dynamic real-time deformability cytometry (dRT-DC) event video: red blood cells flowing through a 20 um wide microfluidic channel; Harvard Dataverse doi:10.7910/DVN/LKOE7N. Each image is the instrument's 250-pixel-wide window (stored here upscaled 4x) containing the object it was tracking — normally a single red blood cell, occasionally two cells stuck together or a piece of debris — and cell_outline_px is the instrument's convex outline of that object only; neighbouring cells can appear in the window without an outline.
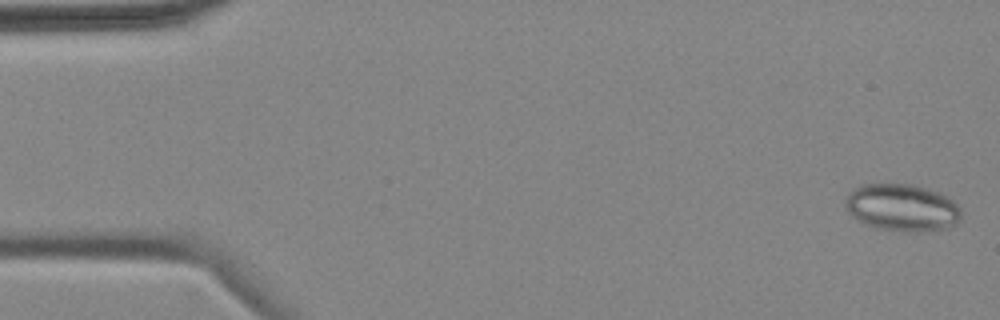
{"species": "common noctule bat (a hibernating species)", "species_latin": "Nyctalus noctula", "temperature_condition": "cold", "stored_images_in_passage": 5, "camera_frame_rate_fps": 3000, "um_per_image_px": 0.085, "animal": {"sex": "female", "body_mass_g": 18.4}, "frame": {"image": 1, "passage_image": 1, "time_ms": 0.0, "image_size_px": [1000, 320], "cell_outline_px": [[960, 216], [956, 224], [944, 228], [920, 232], [904, 232], [876, 228], [864, 224], [852, 216], [848, 212], [844, 204], [844, 200], [848, 192], [852, 188], [860, 184], [912, 184], [928, 188], [940, 192], [952, 200], [960, 208]], "centroid_in_image_um": [76.62, 17.64], "position_along_channel_um": 8.4, "area_um2": 32.25}}